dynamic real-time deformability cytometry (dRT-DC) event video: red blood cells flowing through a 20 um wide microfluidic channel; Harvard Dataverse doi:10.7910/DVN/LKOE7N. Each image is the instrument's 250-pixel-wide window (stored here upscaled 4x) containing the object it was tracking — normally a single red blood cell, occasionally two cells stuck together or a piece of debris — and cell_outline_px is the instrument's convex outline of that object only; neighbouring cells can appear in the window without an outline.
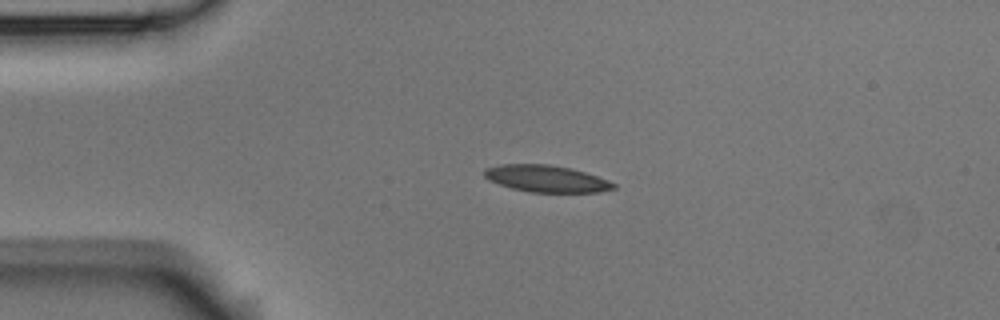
{"species": "Egyptian fruit bat (a non-hibernating species)", "species_latin": "Rousettus aegyptiacus", "temperature_condition": "room temperature", "stored_images_in_passage": 4, "camera_frame_rate_fps": 3000, "um_per_image_px": 0.085, "animal": {"sex": "male"}, "frame": {"image": 1, "passage_image": 2, "time_ms": 1.0, "image_size_px": [1000, 320], "cell_outline_px": [[616, 188], [600, 192], [528, 192], [512, 188], [488, 180], [484, 176], [484, 168], [500, 164], [548, 164], [572, 168], [608, 180], [616, 184]], "centroid_in_image_um": [46.43, 15.18], "position_along_channel_um": 38.6, "area_um2": 20.23}}
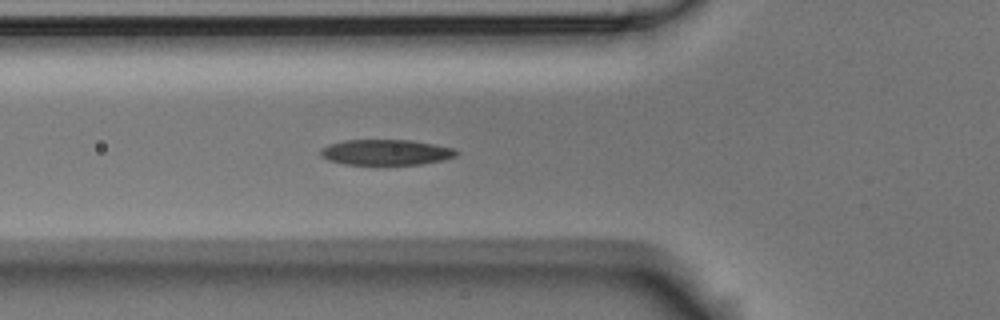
{"frame": {"image": 2, "passage_image": 4, "time_ms": 3.333, "image_size_px": [1000, 320], "cell_outline_px": [[460, 152], [456, 156], [444, 160], [420, 164], [344, 164], [328, 160], [320, 156], [320, 148], [328, 144], [344, 140], [408, 140], [436, 144], [456, 148]], "centroid_in_image_um": [32.82, 12.94], "position_along_channel_um": 93.0, "area_um2": 20.4}}